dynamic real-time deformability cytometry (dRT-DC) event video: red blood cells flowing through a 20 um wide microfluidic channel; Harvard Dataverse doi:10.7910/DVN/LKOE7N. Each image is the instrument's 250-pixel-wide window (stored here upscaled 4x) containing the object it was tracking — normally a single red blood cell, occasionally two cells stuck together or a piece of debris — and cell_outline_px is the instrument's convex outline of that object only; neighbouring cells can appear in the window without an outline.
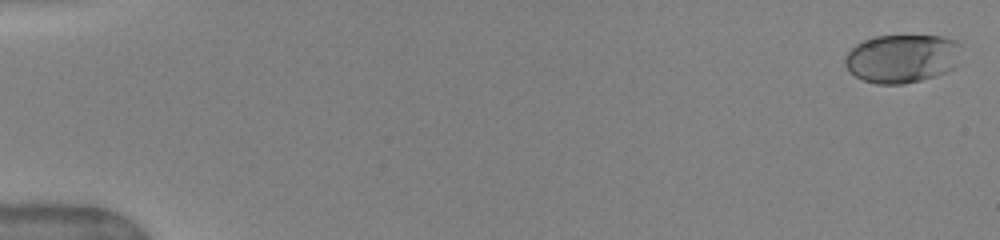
{"species": "human", "species_latin": "Homo sapiens", "temperature_condition": "warm", "stored_images_in_passage": 51, "camera_frame_rate_fps": 3000, "um_per_image_px": 0.085, "donor": {"sex": "female"}, "frame": {"image": 1, "passage_image": 1, "time_ms": 0.0, "image_size_px": [1000, 240], "cell_outline_px": [[964, 44], [952, 68], [936, 76], [904, 84], [876, 84], [864, 80], [856, 76], [844, 64], [844, 60], [848, 52], [856, 44], [864, 40], [876, 36], [944, 36], [956, 40]], "centroid_in_image_um": [76.69, 4.96], "position_along_channel_um": 8.3, "area_um2": 32.83}}
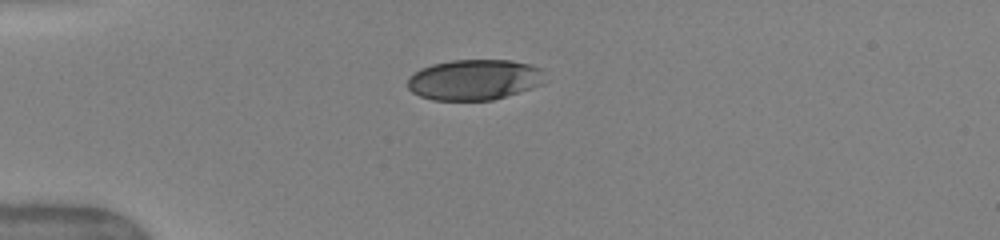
{"frame": {"image": 2, "passage_image": 14, "time_ms": 4.333, "image_size_px": [1000, 240], "cell_outline_px": [[540, 84], [492, 100], [432, 100], [420, 96], [412, 92], [408, 88], [408, 76], [420, 68], [432, 64], [452, 60], [512, 60], [528, 64], [540, 68]], "centroid_in_image_um": [40.2, 6.77], "position_along_channel_um": 44.8, "area_um2": 31.96}}
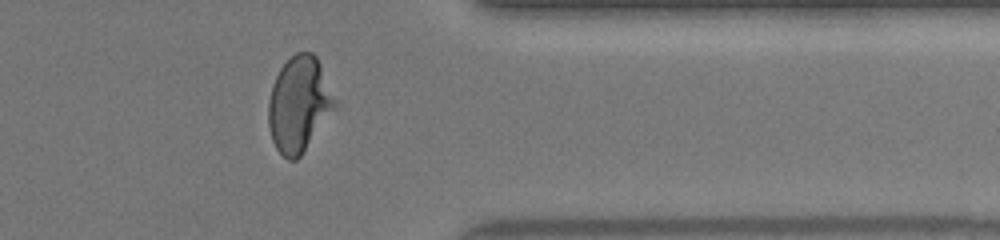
{"frame": {"image": 3, "passage_image": 42, "time_ms": 13.667, "image_size_px": [1000, 240], "cell_outline_px": [[336, 108], [300, 156], [296, 160], [288, 160], [276, 148], [272, 140], [268, 124], [268, 100], [272, 84], [280, 68], [296, 52], [312, 52], [316, 56], [320, 64], [336, 100]], "centroid_in_image_um": [25.41, 8.86], "position_along_channel_um": 386.0, "area_um2": 36.7}, "authors_computed_cell_mechanics": {"area_um2": 35.4892, "velocity_mm_per_s": 4.035, "shape_relaxation_time_tau1_ms": 3.6323, "shape_relaxation_time_tau2_ms": null, "deformation_change_tau1": 0.1946, "deformation_change_tau2": null}}